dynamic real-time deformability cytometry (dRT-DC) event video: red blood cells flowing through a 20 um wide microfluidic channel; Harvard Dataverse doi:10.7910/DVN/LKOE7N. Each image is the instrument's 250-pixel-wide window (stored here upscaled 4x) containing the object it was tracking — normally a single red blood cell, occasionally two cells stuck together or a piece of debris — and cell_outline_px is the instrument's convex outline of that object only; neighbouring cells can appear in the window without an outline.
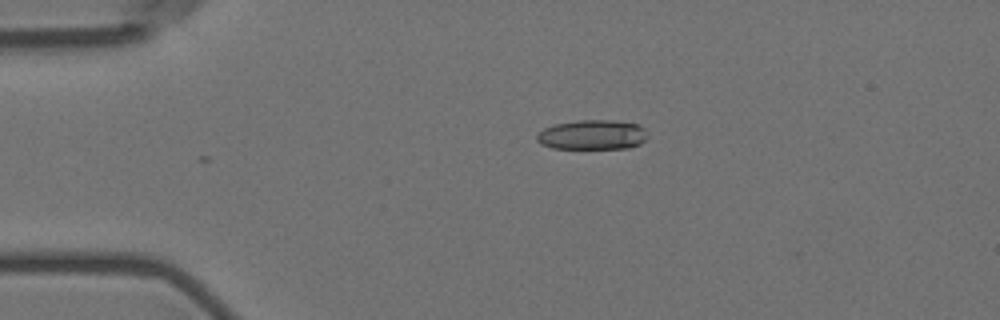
{"species": "Egyptian fruit bat (a non-hibernating species)", "species_latin": "Rousettus aegyptiacus", "temperature_condition": "room temperature", "stored_images_in_passage": 3, "camera_frame_rate_fps": 3000, "um_per_image_px": 0.085, "animal": {"sex": "female"}, "frame": {"image": 1, "passage_image": 3, "time_ms": 0.667, "image_size_px": [1000, 320], "cell_outline_px": [[648, 136], [640, 144], [628, 148], [552, 148], [540, 144], [536, 140], [536, 136], [544, 128], [552, 124], [580, 120], [612, 120], [640, 124], [644, 128]], "centroid_in_image_um": [50.35, 11.45], "position_along_channel_um": 34.7, "area_um2": 19.31}}